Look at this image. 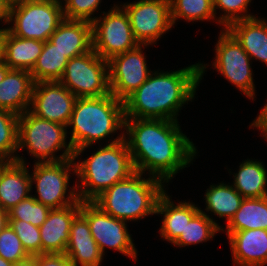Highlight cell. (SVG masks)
Instances as JSON below:
<instances>
[{
  "label": "cell",
  "mask_w": 267,
  "mask_h": 266,
  "mask_svg": "<svg viewBox=\"0 0 267 266\" xmlns=\"http://www.w3.org/2000/svg\"><path fill=\"white\" fill-rule=\"evenodd\" d=\"M124 129L135 171L144 174L147 170L148 175L163 182L168 183L197 154L178 121L125 118Z\"/></svg>",
  "instance_id": "obj_1"
},
{
  "label": "cell",
  "mask_w": 267,
  "mask_h": 266,
  "mask_svg": "<svg viewBox=\"0 0 267 266\" xmlns=\"http://www.w3.org/2000/svg\"><path fill=\"white\" fill-rule=\"evenodd\" d=\"M206 64L151 73L148 79L124 101L125 118L165 119L178 121L181 107L195 97Z\"/></svg>",
  "instance_id": "obj_2"
},
{
  "label": "cell",
  "mask_w": 267,
  "mask_h": 266,
  "mask_svg": "<svg viewBox=\"0 0 267 266\" xmlns=\"http://www.w3.org/2000/svg\"><path fill=\"white\" fill-rule=\"evenodd\" d=\"M124 103L114 95L77 98L67 127H72L69 143L73 159L117 130L124 128Z\"/></svg>",
  "instance_id": "obj_3"
},
{
  "label": "cell",
  "mask_w": 267,
  "mask_h": 266,
  "mask_svg": "<svg viewBox=\"0 0 267 266\" xmlns=\"http://www.w3.org/2000/svg\"><path fill=\"white\" fill-rule=\"evenodd\" d=\"M124 136L121 133L84 161H75L76 175L80 178V184L75 185L79 200L93 201L103 191L136 172Z\"/></svg>",
  "instance_id": "obj_4"
},
{
  "label": "cell",
  "mask_w": 267,
  "mask_h": 266,
  "mask_svg": "<svg viewBox=\"0 0 267 266\" xmlns=\"http://www.w3.org/2000/svg\"><path fill=\"white\" fill-rule=\"evenodd\" d=\"M164 182L149 175L135 172L115 183L92 202L103 212L123 221H136L156 213L159 197L165 192Z\"/></svg>",
  "instance_id": "obj_5"
},
{
  "label": "cell",
  "mask_w": 267,
  "mask_h": 266,
  "mask_svg": "<svg viewBox=\"0 0 267 266\" xmlns=\"http://www.w3.org/2000/svg\"><path fill=\"white\" fill-rule=\"evenodd\" d=\"M67 126L42 119L29 110L19 115L18 148H27L29 154L37 158V163L58 162L73 159L74 149L66 142ZM56 157L55 153L62 149Z\"/></svg>",
  "instance_id": "obj_6"
},
{
  "label": "cell",
  "mask_w": 267,
  "mask_h": 266,
  "mask_svg": "<svg viewBox=\"0 0 267 266\" xmlns=\"http://www.w3.org/2000/svg\"><path fill=\"white\" fill-rule=\"evenodd\" d=\"M63 20V4L51 0H25L11 6L9 22H14L7 30L20 38L46 42Z\"/></svg>",
  "instance_id": "obj_7"
},
{
  "label": "cell",
  "mask_w": 267,
  "mask_h": 266,
  "mask_svg": "<svg viewBox=\"0 0 267 266\" xmlns=\"http://www.w3.org/2000/svg\"><path fill=\"white\" fill-rule=\"evenodd\" d=\"M59 82L77 98L110 94L108 61L93 49L68 60Z\"/></svg>",
  "instance_id": "obj_8"
},
{
  "label": "cell",
  "mask_w": 267,
  "mask_h": 266,
  "mask_svg": "<svg viewBox=\"0 0 267 266\" xmlns=\"http://www.w3.org/2000/svg\"><path fill=\"white\" fill-rule=\"evenodd\" d=\"M74 166V167H73ZM31 184L36 183L37 196L32 197L51 209H60L79 201L76 186L68 190L70 170L76 174L74 159L34 163ZM72 168V169H70ZM67 191L69 194L66 195Z\"/></svg>",
  "instance_id": "obj_9"
},
{
  "label": "cell",
  "mask_w": 267,
  "mask_h": 266,
  "mask_svg": "<svg viewBox=\"0 0 267 266\" xmlns=\"http://www.w3.org/2000/svg\"><path fill=\"white\" fill-rule=\"evenodd\" d=\"M103 18L93 17L92 40L93 50L103 59L110 60L112 57L136 48V41L129 17L125 10L114 5Z\"/></svg>",
  "instance_id": "obj_10"
},
{
  "label": "cell",
  "mask_w": 267,
  "mask_h": 266,
  "mask_svg": "<svg viewBox=\"0 0 267 266\" xmlns=\"http://www.w3.org/2000/svg\"><path fill=\"white\" fill-rule=\"evenodd\" d=\"M215 53L214 68L248 98L254 100L255 85L250 66L251 58L225 28L221 30L217 40Z\"/></svg>",
  "instance_id": "obj_11"
},
{
  "label": "cell",
  "mask_w": 267,
  "mask_h": 266,
  "mask_svg": "<svg viewBox=\"0 0 267 266\" xmlns=\"http://www.w3.org/2000/svg\"><path fill=\"white\" fill-rule=\"evenodd\" d=\"M120 6L127 13L140 45L156 44L157 39L173 27L170 0H138Z\"/></svg>",
  "instance_id": "obj_12"
},
{
  "label": "cell",
  "mask_w": 267,
  "mask_h": 266,
  "mask_svg": "<svg viewBox=\"0 0 267 266\" xmlns=\"http://www.w3.org/2000/svg\"><path fill=\"white\" fill-rule=\"evenodd\" d=\"M80 213L87 219L92 236L103 256L107 247L136 261L137 249L128 232L126 221L103 212L92 201H82Z\"/></svg>",
  "instance_id": "obj_13"
},
{
  "label": "cell",
  "mask_w": 267,
  "mask_h": 266,
  "mask_svg": "<svg viewBox=\"0 0 267 266\" xmlns=\"http://www.w3.org/2000/svg\"><path fill=\"white\" fill-rule=\"evenodd\" d=\"M118 54L108 60L110 93L124 101L136 91L153 72L148 69L142 47Z\"/></svg>",
  "instance_id": "obj_14"
},
{
  "label": "cell",
  "mask_w": 267,
  "mask_h": 266,
  "mask_svg": "<svg viewBox=\"0 0 267 266\" xmlns=\"http://www.w3.org/2000/svg\"><path fill=\"white\" fill-rule=\"evenodd\" d=\"M77 97L59 81L34 83L29 111L42 119L67 126Z\"/></svg>",
  "instance_id": "obj_15"
},
{
  "label": "cell",
  "mask_w": 267,
  "mask_h": 266,
  "mask_svg": "<svg viewBox=\"0 0 267 266\" xmlns=\"http://www.w3.org/2000/svg\"><path fill=\"white\" fill-rule=\"evenodd\" d=\"M29 170L20 155L16 161L1 159L0 170V208L11 210L20 201L26 199L32 190Z\"/></svg>",
  "instance_id": "obj_16"
},
{
  "label": "cell",
  "mask_w": 267,
  "mask_h": 266,
  "mask_svg": "<svg viewBox=\"0 0 267 266\" xmlns=\"http://www.w3.org/2000/svg\"><path fill=\"white\" fill-rule=\"evenodd\" d=\"M81 200L60 209H51L46 221L39 227L42 254L65 253L69 241L70 227L80 212Z\"/></svg>",
  "instance_id": "obj_17"
},
{
  "label": "cell",
  "mask_w": 267,
  "mask_h": 266,
  "mask_svg": "<svg viewBox=\"0 0 267 266\" xmlns=\"http://www.w3.org/2000/svg\"><path fill=\"white\" fill-rule=\"evenodd\" d=\"M65 255L72 266H100L103 255L90 231L87 219L79 212L70 227Z\"/></svg>",
  "instance_id": "obj_18"
},
{
  "label": "cell",
  "mask_w": 267,
  "mask_h": 266,
  "mask_svg": "<svg viewBox=\"0 0 267 266\" xmlns=\"http://www.w3.org/2000/svg\"><path fill=\"white\" fill-rule=\"evenodd\" d=\"M226 235L236 266H263L267 264V230H243L227 232Z\"/></svg>",
  "instance_id": "obj_19"
},
{
  "label": "cell",
  "mask_w": 267,
  "mask_h": 266,
  "mask_svg": "<svg viewBox=\"0 0 267 266\" xmlns=\"http://www.w3.org/2000/svg\"><path fill=\"white\" fill-rule=\"evenodd\" d=\"M68 59L93 49L92 23L64 19L49 39Z\"/></svg>",
  "instance_id": "obj_20"
},
{
  "label": "cell",
  "mask_w": 267,
  "mask_h": 266,
  "mask_svg": "<svg viewBox=\"0 0 267 266\" xmlns=\"http://www.w3.org/2000/svg\"><path fill=\"white\" fill-rule=\"evenodd\" d=\"M34 81L26 70L10 69L0 82V108L17 115L29 110Z\"/></svg>",
  "instance_id": "obj_21"
},
{
  "label": "cell",
  "mask_w": 267,
  "mask_h": 266,
  "mask_svg": "<svg viewBox=\"0 0 267 266\" xmlns=\"http://www.w3.org/2000/svg\"><path fill=\"white\" fill-rule=\"evenodd\" d=\"M199 211L200 207L198 208L192 202L183 201L175 205L165 191L158 199L155 213L164 216L160 228L161 237L173 244Z\"/></svg>",
  "instance_id": "obj_22"
},
{
  "label": "cell",
  "mask_w": 267,
  "mask_h": 266,
  "mask_svg": "<svg viewBox=\"0 0 267 266\" xmlns=\"http://www.w3.org/2000/svg\"><path fill=\"white\" fill-rule=\"evenodd\" d=\"M226 30L251 59L267 64V21L265 19L255 17L236 21Z\"/></svg>",
  "instance_id": "obj_23"
},
{
  "label": "cell",
  "mask_w": 267,
  "mask_h": 266,
  "mask_svg": "<svg viewBox=\"0 0 267 266\" xmlns=\"http://www.w3.org/2000/svg\"><path fill=\"white\" fill-rule=\"evenodd\" d=\"M43 46L44 42L42 41L24 39L12 35L6 27L4 63L10 69L26 70L31 72L42 52Z\"/></svg>",
  "instance_id": "obj_24"
},
{
  "label": "cell",
  "mask_w": 267,
  "mask_h": 266,
  "mask_svg": "<svg viewBox=\"0 0 267 266\" xmlns=\"http://www.w3.org/2000/svg\"><path fill=\"white\" fill-rule=\"evenodd\" d=\"M232 186L243 198L267 196V170L260 161L245 160L234 175Z\"/></svg>",
  "instance_id": "obj_25"
},
{
  "label": "cell",
  "mask_w": 267,
  "mask_h": 266,
  "mask_svg": "<svg viewBox=\"0 0 267 266\" xmlns=\"http://www.w3.org/2000/svg\"><path fill=\"white\" fill-rule=\"evenodd\" d=\"M225 227L226 232L252 229L267 230V196L244 198L240 208Z\"/></svg>",
  "instance_id": "obj_26"
},
{
  "label": "cell",
  "mask_w": 267,
  "mask_h": 266,
  "mask_svg": "<svg viewBox=\"0 0 267 266\" xmlns=\"http://www.w3.org/2000/svg\"><path fill=\"white\" fill-rule=\"evenodd\" d=\"M68 58L56 48L50 40L44 46L38 60L30 72L34 83L43 81H59L65 71Z\"/></svg>",
  "instance_id": "obj_27"
},
{
  "label": "cell",
  "mask_w": 267,
  "mask_h": 266,
  "mask_svg": "<svg viewBox=\"0 0 267 266\" xmlns=\"http://www.w3.org/2000/svg\"><path fill=\"white\" fill-rule=\"evenodd\" d=\"M243 199L232 185H210L205 193V210L213 212L219 218L226 217L228 223L240 208Z\"/></svg>",
  "instance_id": "obj_28"
},
{
  "label": "cell",
  "mask_w": 267,
  "mask_h": 266,
  "mask_svg": "<svg viewBox=\"0 0 267 266\" xmlns=\"http://www.w3.org/2000/svg\"><path fill=\"white\" fill-rule=\"evenodd\" d=\"M218 224L200 208V211L186 225L184 233L179 236L173 245L183 247L209 241L219 231H225Z\"/></svg>",
  "instance_id": "obj_29"
},
{
  "label": "cell",
  "mask_w": 267,
  "mask_h": 266,
  "mask_svg": "<svg viewBox=\"0 0 267 266\" xmlns=\"http://www.w3.org/2000/svg\"><path fill=\"white\" fill-rule=\"evenodd\" d=\"M170 10L173 26L180 18L187 22L216 19L213 0H170Z\"/></svg>",
  "instance_id": "obj_30"
},
{
  "label": "cell",
  "mask_w": 267,
  "mask_h": 266,
  "mask_svg": "<svg viewBox=\"0 0 267 266\" xmlns=\"http://www.w3.org/2000/svg\"><path fill=\"white\" fill-rule=\"evenodd\" d=\"M19 115L0 108V159L16 161ZM15 153V155H14Z\"/></svg>",
  "instance_id": "obj_31"
},
{
  "label": "cell",
  "mask_w": 267,
  "mask_h": 266,
  "mask_svg": "<svg viewBox=\"0 0 267 266\" xmlns=\"http://www.w3.org/2000/svg\"><path fill=\"white\" fill-rule=\"evenodd\" d=\"M50 211L51 208L36 201L30 195L8 211V220H21L40 227L46 221Z\"/></svg>",
  "instance_id": "obj_32"
},
{
  "label": "cell",
  "mask_w": 267,
  "mask_h": 266,
  "mask_svg": "<svg viewBox=\"0 0 267 266\" xmlns=\"http://www.w3.org/2000/svg\"><path fill=\"white\" fill-rule=\"evenodd\" d=\"M252 0H213L214 13L216 9L224 12L222 16L217 17L216 22L220 23L225 29L232 23L244 19L255 18V15L247 14L248 6ZM241 13V14H240Z\"/></svg>",
  "instance_id": "obj_33"
},
{
  "label": "cell",
  "mask_w": 267,
  "mask_h": 266,
  "mask_svg": "<svg viewBox=\"0 0 267 266\" xmlns=\"http://www.w3.org/2000/svg\"><path fill=\"white\" fill-rule=\"evenodd\" d=\"M8 224L21 240L22 246L29 256L42 254L40 228L21 220H8Z\"/></svg>",
  "instance_id": "obj_34"
},
{
  "label": "cell",
  "mask_w": 267,
  "mask_h": 266,
  "mask_svg": "<svg viewBox=\"0 0 267 266\" xmlns=\"http://www.w3.org/2000/svg\"><path fill=\"white\" fill-rule=\"evenodd\" d=\"M0 256L13 264L29 257L9 224L0 231Z\"/></svg>",
  "instance_id": "obj_35"
},
{
  "label": "cell",
  "mask_w": 267,
  "mask_h": 266,
  "mask_svg": "<svg viewBox=\"0 0 267 266\" xmlns=\"http://www.w3.org/2000/svg\"><path fill=\"white\" fill-rule=\"evenodd\" d=\"M102 0H66L63 6L64 19L92 22L91 15L98 10Z\"/></svg>",
  "instance_id": "obj_36"
},
{
  "label": "cell",
  "mask_w": 267,
  "mask_h": 266,
  "mask_svg": "<svg viewBox=\"0 0 267 266\" xmlns=\"http://www.w3.org/2000/svg\"><path fill=\"white\" fill-rule=\"evenodd\" d=\"M38 266H72L70 259L64 253H49L37 255Z\"/></svg>",
  "instance_id": "obj_37"
},
{
  "label": "cell",
  "mask_w": 267,
  "mask_h": 266,
  "mask_svg": "<svg viewBox=\"0 0 267 266\" xmlns=\"http://www.w3.org/2000/svg\"><path fill=\"white\" fill-rule=\"evenodd\" d=\"M250 127L259 129L267 140V103L264 105V108H262L258 117L251 123Z\"/></svg>",
  "instance_id": "obj_38"
},
{
  "label": "cell",
  "mask_w": 267,
  "mask_h": 266,
  "mask_svg": "<svg viewBox=\"0 0 267 266\" xmlns=\"http://www.w3.org/2000/svg\"><path fill=\"white\" fill-rule=\"evenodd\" d=\"M10 9L11 5L6 0H0V20L10 24Z\"/></svg>",
  "instance_id": "obj_39"
},
{
  "label": "cell",
  "mask_w": 267,
  "mask_h": 266,
  "mask_svg": "<svg viewBox=\"0 0 267 266\" xmlns=\"http://www.w3.org/2000/svg\"><path fill=\"white\" fill-rule=\"evenodd\" d=\"M13 266H38L37 256H29L28 258L17 262Z\"/></svg>",
  "instance_id": "obj_40"
},
{
  "label": "cell",
  "mask_w": 267,
  "mask_h": 266,
  "mask_svg": "<svg viewBox=\"0 0 267 266\" xmlns=\"http://www.w3.org/2000/svg\"><path fill=\"white\" fill-rule=\"evenodd\" d=\"M6 37V28L0 29V62L4 61V41Z\"/></svg>",
  "instance_id": "obj_41"
},
{
  "label": "cell",
  "mask_w": 267,
  "mask_h": 266,
  "mask_svg": "<svg viewBox=\"0 0 267 266\" xmlns=\"http://www.w3.org/2000/svg\"><path fill=\"white\" fill-rule=\"evenodd\" d=\"M8 224V212L0 208V231Z\"/></svg>",
  "instance_id": "obj_42"
},
{
  "label": "cell",
  "mask_w": 267,
  "mask_h": 266,
  "mask_svg": "<svg viewBox=\"0 0 267 266\" xmlns=\"http://www.w3.org/2000/svg\"><path fill=\"white\" fill-rule=\"evenodd\" d=\"M10 70V68L4 63V61L0 62V82L5 78L6 73Z\"/></svg>",
  "instance_id": "obj_43"
},
{
  "label": "cell",
  "mask_w": 267,
  "mask_h": 266,
  "mask_svg": "<svg viewBox=\"0 0 267 266\" xmlns=\"http://www.w3.org/2000/svg\"><path fill=\"white\" fill-rule=\"evenodd\" d=\"M12 262H9L0 256V266H13Z\"/></svg>",
  "instance_id": "obj_44"
},
{
  "label": "cell",
  "mask_w": 267,
  "mask_h": 266,
  "mask_svg": "<svg viewBox=\"0 0 267 266\" xmlns=\"http://www.w3.org/2000/svg\"><path fill=\"white\" fill-rule=\"evenodd\" d=\"M6 1L12 6V5L24 2L25 0H6Z\"/></svg>",
  "instance_id": "obj_45"
},
{
  "label": "cell",
  "mask_w": 267,
  "mask_h": 266,
  "mask_svg": "<svg viewBox=\"0 0 267 266\" xmlns=\"http://www.w3.org/2000/svg\"><path fill=\"white\" fill-rule=\"evenodd\" d=\"M62 1L61 0H55V2L60 3V4H62ZM64 1H66V0H64Z\"/></svg>",
  "instance_id": "obj_46"
}]
</instances>
